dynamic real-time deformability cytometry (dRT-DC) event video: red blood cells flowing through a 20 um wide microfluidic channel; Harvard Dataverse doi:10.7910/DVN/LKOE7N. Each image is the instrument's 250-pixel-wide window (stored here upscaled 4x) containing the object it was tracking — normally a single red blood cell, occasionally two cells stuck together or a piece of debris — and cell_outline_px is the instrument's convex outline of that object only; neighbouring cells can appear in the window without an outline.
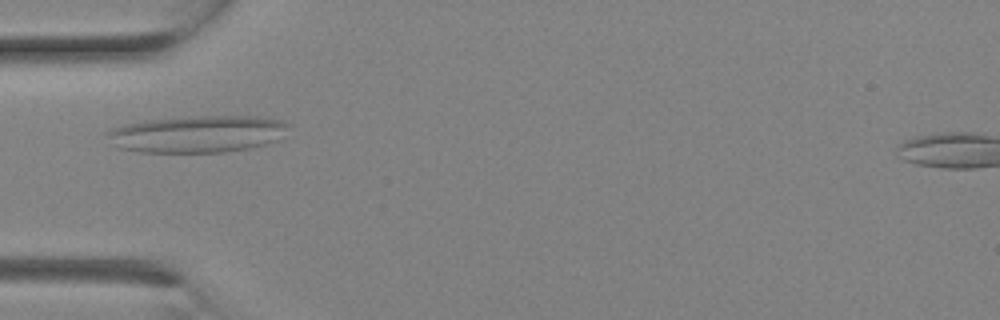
{"species": "Egyptian fruit bat (a non-hibernating species)", "species_latin": "Rousettus aegyptiacus", "temperature_condition": "room temperature", "stored_images_in_passage": 3, "camera_frame_rate_fps": 3000, "um_per_image_px": 0.085, "animal": {"sex": "female"}, "frame": {"image": 1, "passage_image": 2, "time_ms": 0.333, "image_size_px": [1000, 320], "cell_outline_px": [[292, 124], [280, 140], [248, 148], [224, 152], [140, 152], [116, 148], [108, 144], [104, 132], [112, 128], [128, 124], [148, 120], [200, 116], [252, 116], [276, 120]], "centroid_in_image_um": [16.73, 11.4], "position_along_channel_um": 68.3, "area_um2": 39.25}}